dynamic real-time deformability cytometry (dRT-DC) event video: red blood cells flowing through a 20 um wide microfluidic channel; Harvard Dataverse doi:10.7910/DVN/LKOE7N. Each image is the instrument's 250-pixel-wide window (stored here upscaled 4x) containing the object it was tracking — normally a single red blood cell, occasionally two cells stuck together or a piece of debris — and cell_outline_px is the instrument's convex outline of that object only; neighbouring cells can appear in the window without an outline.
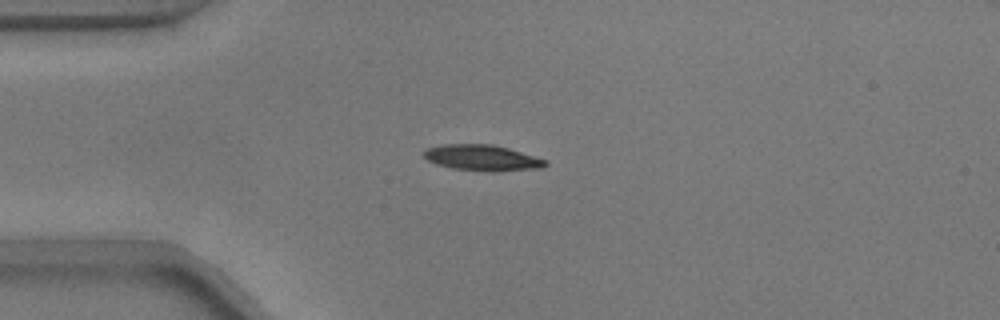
{"species": "common noctule bat (a hibernating species)", "species_latin": "Nyctalus noctula", "temperature_condition": "warm", "stored_images_in_passage": 24, "camera_frame_rate_fps": 3000, "um_per_image_px": 0.085, "animal": {"sex": "male", "body_mass_g": 17.9}, "frame": {"image": 1, "passage_image": 4, "time_ms": 1.0, "image_size_px": [1000, 320], "cell_outline_px": [[548, 164], [540, 168], [492, 172], [452, 168], [436, 164], [428, 160], [424, 156], [424, 152], [428, 148], [444, 144], [492, 144], [508, 148], [548, 160]], "centroid_in_image_um": [41.01, 13.41], "position_along_channel_um": 44.0, "area_um2": 18.26}}
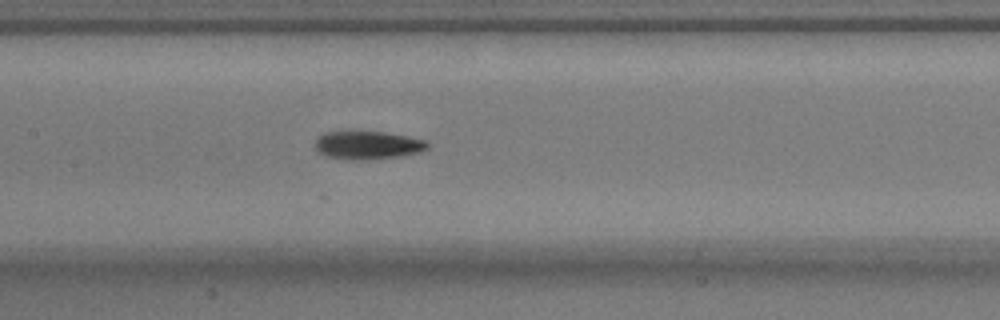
{"frame": {"image": 2, "passage_image": 16, "time_ms": 5.0, "image_size_px": [1000, 320], "cell_outline_px": [[428, 148], [420, 152], [400, 156], [364, 160], [352, 160], [328, 156], [320, 152], [316, 148], [316, 140], [324, 132], [352, 128], [384, 132], [408, 136], [424, 140], [428, 144]], "centroid_in_image_um": [31.23, 12.28], "position_along_channel_um": 176.2, "area_um2": 19.02}}
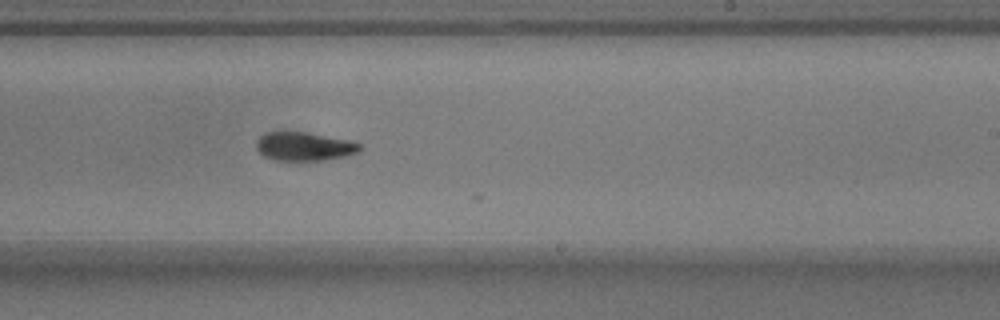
{"frame": {"image": 3, "passage_image": 23, "time_ms": 7.333, "image_size_px": [1000, 320], "cell_outline_px": [[360, 152], [344, 156], [324, 160], [276, 160], [264, 156], [256, 148], [256, 140], [264, 132], [304, 132], [348, 140], [360, 144]], "centroid_in_image_um": [25.83, 12.44], "position_along_channel_um": 263.2, "area_um2": 17.05}}